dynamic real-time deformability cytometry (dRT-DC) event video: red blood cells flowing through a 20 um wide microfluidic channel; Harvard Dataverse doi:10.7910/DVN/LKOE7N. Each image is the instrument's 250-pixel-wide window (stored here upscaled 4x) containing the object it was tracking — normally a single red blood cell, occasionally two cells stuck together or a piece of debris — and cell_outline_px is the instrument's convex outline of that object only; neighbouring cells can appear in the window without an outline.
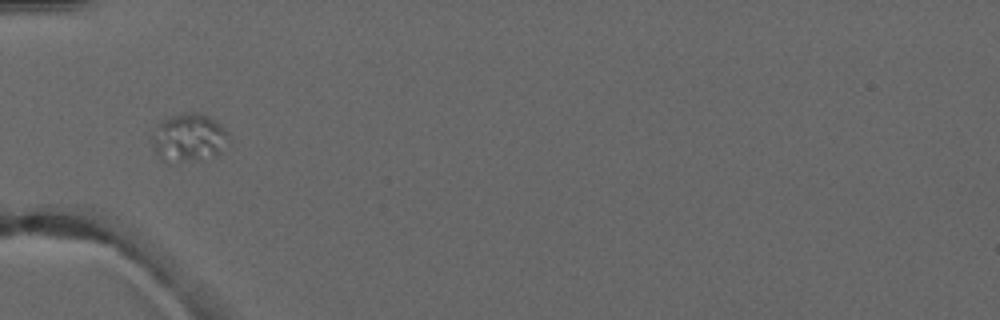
{"species": "common noctule bat (a hibernating species)", "species_latin": "Nyctalus noctula", "temperature_condition": "warm", "stored_images_in_passage": 7, "camera_frame_rate_fps": 3000, "um_per_image_px": 0.085, "animal": {"sex": "male", "forearm_length_mm": 52.5}, "frame": {"image": 1, "passage_image": 6, "time_ms": 6.667, "image_size_px": [1000, 320], "cell_outline_px": [[228, 136], [220, 152], [216, 156], [196, 160], [168, 164], [160, 160], [156, 152], [152, 136], [160, 124], [164, 120], [172, 116], [184, 112], [200, 112], [208, 116], [220, 124], [228, 132]], "centroid_in_image_um": [16.04, 11.73], "position_along_channel_um": 69.0, "area_um2": 21.33}}
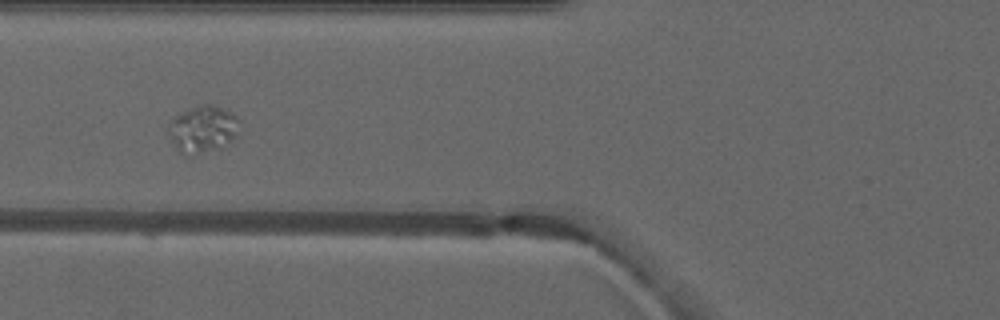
{"frame": {"image": 2, "passage_image": 7, "time_ms": 7.667, "image_size_px": [1000, 320], "cell_outline_px": [[240, 120], [236, 136], [232, 140], [216, 148], [188, 156], [184, 156], [176, 148], [168, 132], [168, 124], [176, 116], [200, 104], [212, 104], [232, 112]], "centroid_in_image_um": [17.24, 10.96], "position_along_channel_um": 108.6, "area_um2": 19.13}}